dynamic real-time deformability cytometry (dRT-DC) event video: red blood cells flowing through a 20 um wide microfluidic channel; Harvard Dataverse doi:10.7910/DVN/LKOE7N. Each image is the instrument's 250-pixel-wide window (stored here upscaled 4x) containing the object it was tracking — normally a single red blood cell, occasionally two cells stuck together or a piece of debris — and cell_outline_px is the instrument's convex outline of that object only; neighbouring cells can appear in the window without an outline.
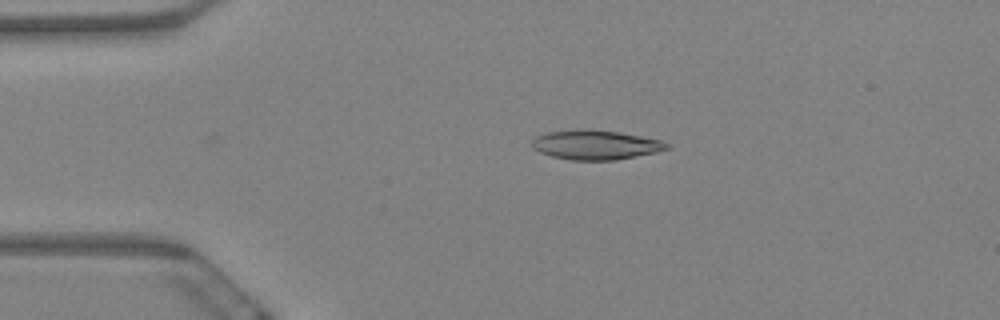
{"species": "Egyptian fruit bat (a non-hibernating species)", "species_latin": "Rousettus aegyptiacus", "temperature_condition": "warm", "stored_images_in_passage": 4, "camera_frame_rate_fps": 3000, "um_per_image_px": 0.085, "animal": {"sex": "female"}, "frame": {"image": 1, "passage_image": 4, "time_ms": 1.0, "image_size_px": [1000, 320], "cell_outline_px": [[668, 148], [656, 152], [612, 160], [572, 160], [552, 156], [540, 152], [532, 148], [532, 140], [536, 136], [544, 132], [572, 128], [588, 128], [620, 132], [660, 140], [668, 144]], "centroid_in_image_um": [50.54, 12.28], "position_along_channel_um": 34.5, "area_um2": 23.29}}